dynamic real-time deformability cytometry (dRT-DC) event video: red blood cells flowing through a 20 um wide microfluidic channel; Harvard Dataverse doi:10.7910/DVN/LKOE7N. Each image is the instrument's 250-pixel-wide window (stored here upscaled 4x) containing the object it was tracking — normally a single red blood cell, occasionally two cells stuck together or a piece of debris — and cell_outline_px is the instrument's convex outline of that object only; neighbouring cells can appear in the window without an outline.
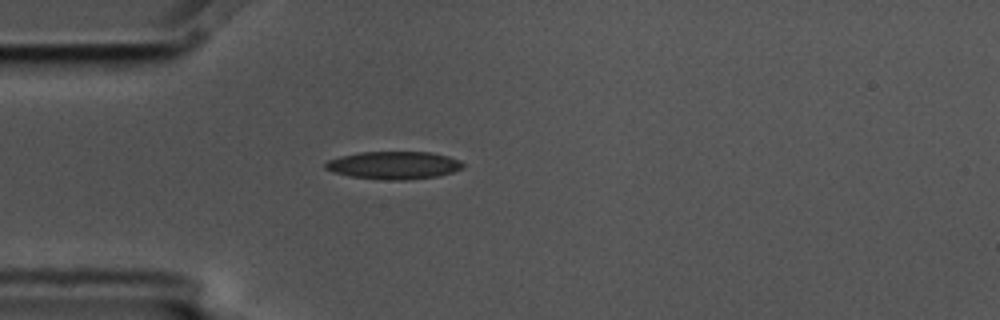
{"species": "common noctule bat (a hibernating species)", "species_latin": "Nyctalus noctula", "temperature_condition": "cold", "stored_images_in_passage": 1, "camera_frame_rate_fps": 3000, "um_per_image_px": 0.085, "animal": {"sex": "male", "body_mass_g": 17.5, "forearm_length_mm": 52.3}, "frame": {"image": 1, "passage_image": 1, "time_ms": 0.0, "image_size_px": [1000, 320], "cell_outline_px": [[464, 168], [452, 172], [436, 176], [404, 180], [384, 180], [348, 176], [324, 168], [324, 164], [328, 160], [340, 156], [360, 152], [432, 152], [448, 156], [460, 160], [464, 164]], "centroid_in_image_um": [33.48, 14.04], "position_along_channel_um": 51.5, "area_um2": 22.25}}